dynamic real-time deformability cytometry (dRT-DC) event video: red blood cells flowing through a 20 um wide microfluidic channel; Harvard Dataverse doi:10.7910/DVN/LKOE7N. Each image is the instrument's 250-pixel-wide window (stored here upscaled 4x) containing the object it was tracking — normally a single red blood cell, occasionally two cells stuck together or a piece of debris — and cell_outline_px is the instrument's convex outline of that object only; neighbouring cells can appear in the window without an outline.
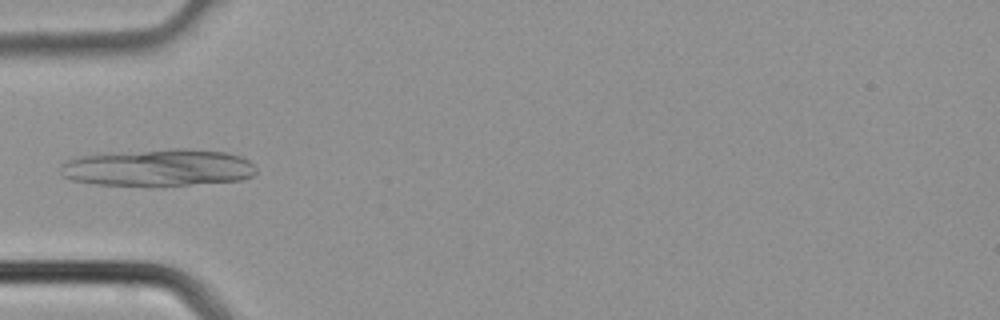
{"species": "common noctule bat (a hibernating species)", "species_latin": "Nyctalus noctula", "temperature_condition": "cold", "stored_images_in_passage": 2, "camera_frame_rate_fps": 3000, "um_per_image_px": 0.085, "animal": {"sex": "male", "body_mass_g": 21.5, "forearm_length_mm": 52.0}, "frame": {"image": 1, "passage_image": 2, "time_ms": 0.333, "image_size_px": [1000, 320], "cell_outline_px": [[256, 172], [252, 176], [240, 180], [160, 188], [152, 188], [92, 184], [72, 180], [60, 176], [60, 164], [68, 160], [80, 156], [112, 152], [172, 148], [184, 148], [224, 152], [240, 156], [248, 160], [256, 168]], "centroid_in_image_um": [13.4, 14.29], "position_along_channel_um": 71.6, "area_um2": 43.75}}